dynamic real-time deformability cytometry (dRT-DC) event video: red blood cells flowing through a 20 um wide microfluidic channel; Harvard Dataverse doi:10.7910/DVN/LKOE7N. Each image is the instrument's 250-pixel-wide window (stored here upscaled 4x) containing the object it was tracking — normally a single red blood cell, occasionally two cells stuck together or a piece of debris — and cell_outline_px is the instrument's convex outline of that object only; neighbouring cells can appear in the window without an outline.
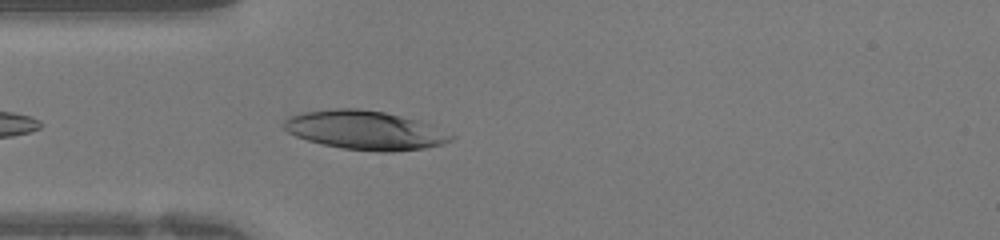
{"species": "human", "species_latin": "Homo sapiens", "temperature_condition": "warm", "stored_images_in_passage": 26, "camera_frame_rate_fps": 3000, "um_per_image_px": 0.085, "donor": {"sex": "female"}, "frame": {"image": 1, "passage_image": 2, "time_ms": 0.333, "image_size_px": [1000, 240], "cell_outline_px": [[456, 136], [452, 140], [440, 144], [424, 148], [392, 152], [380, 152], [340, 148], [308, 140], [296, 136], [288, 132], [284, 128], [284, 120], [288, 116], [304, 112], [332, 108], [356, 108], [384, 112], [416, 120], [428, 124]], "centroid_in_image_um": [31.0, 11.07], "position_along_channel_um": 54.0, "area_um2": 37.63}}
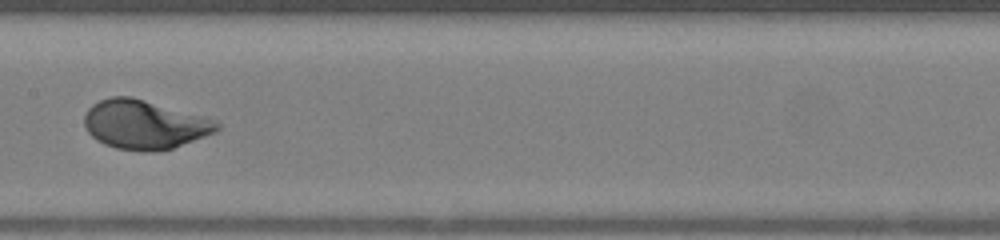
{"frame": {"image": 2, "passage_image": 11, "time_ms": 3.333, "image_size_px": [1000, 240], "cell_outline_px": [[220, 128], [216, 132], [172, 148], [152, 152], [144, 152], [116, 148], [104, 144], [96, 140], [88, 132], [84, 124], [84, 116], [88, 108], [92, 104], [100, 100], [112, 96], [132, 96], [216, 120], [220, 124]], "centroid_in_image_um": [12.26, 10.59], "position_along_channel_um": 195.1, "area_um2": 37.86}}
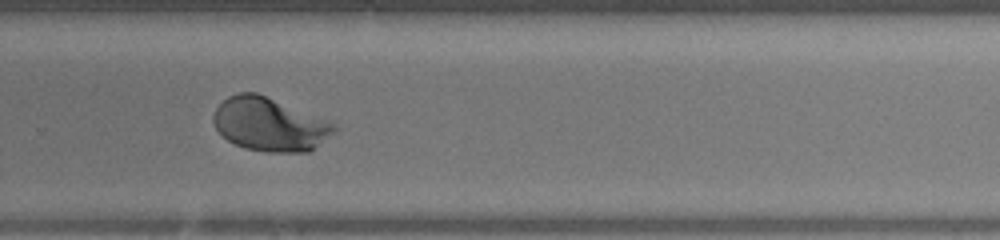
{"frame": {"image": 3, "passage_image": 18, "time_ms": 5.667, "image_size_px": [1000, 240], "cell_outline_px": [[340, 128], [336, 132], [308, 152], [268, 152], [244, 148], [228, 140], [216, 128], [212, 120], [212, 116], [216, 108], [228, 96], [236, 92], [256, 92], [336, 124]], "centroid_in_image_um": [22.91, 10.57], "position_along_channel_um": 306.9, "area_um2": 37.4}}